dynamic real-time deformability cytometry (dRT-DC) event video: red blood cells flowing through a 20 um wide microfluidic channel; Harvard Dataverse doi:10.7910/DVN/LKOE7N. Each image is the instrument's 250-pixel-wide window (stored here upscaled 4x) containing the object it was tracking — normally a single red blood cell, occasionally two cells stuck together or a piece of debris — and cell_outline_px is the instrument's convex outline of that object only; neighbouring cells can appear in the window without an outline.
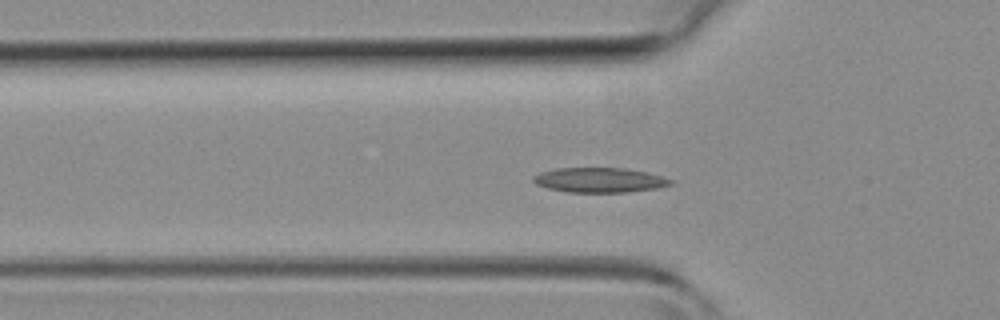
{"species": "common noctule bat (a hibernating species)", "species_latin": "Nyctalus noctula", "temperature_condition": "room temperature", "stored_images_in_passage": 33, "segment_of_instrument_passage": [1, 2], "camera_frame_rate_fps": 3000, "um_per_image_px": 0.085, "animal": {"sex": "female", "body_mass_g": 19.3, "forearm_length_mm": 54.1}, "frame": {"image": 1, "passage_image": 2, "time_ms": 0.333, "image_size_px": [1000, 320], "cell_outline_px": [[676, 180], [672, 184], [656, 188], [628, 192], [568, 192], [548, 188], [536, 184], [532, 180], [532, 176], [540, 172], [556, 168], [624, 168], [648, 172]], "centroid_in_image_um": [50.98, 15.3], "position_along_channel_um": 74.8, "area_um2": 19.94}}
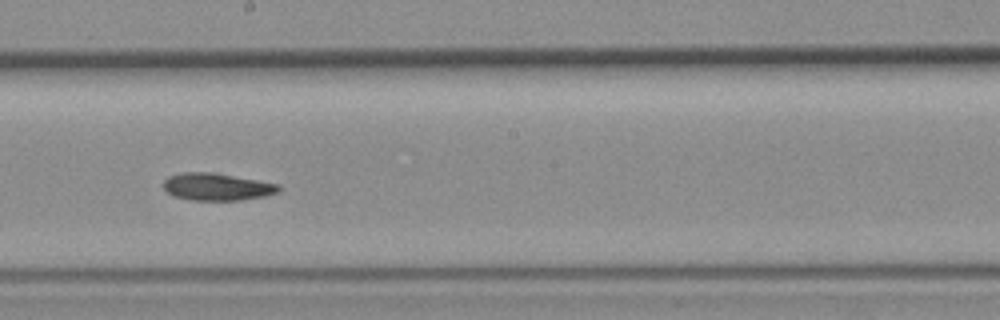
{"frame": {"image": 2, "passage_image": 12, "time_ms": 3.667, "image_size_px": [1000, 320], "cell_outline_px": [[280, 192], [264, 196], [240, 200], [192, 200], [172, 196], [164, 188], [164, 180], [168, 176], [180, 172], [212, 172], [280, 184]], "centroid_in_image_um": [18.43, 15.87], "position_along_channel_um": 229.8, "area_um2": 18.38}}
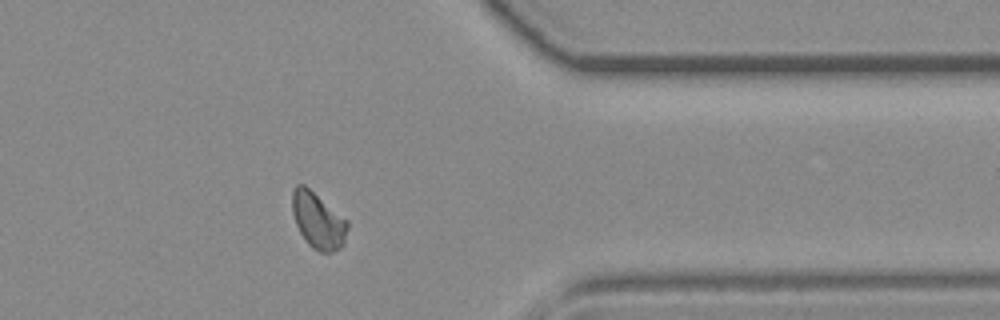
{"frame": {"image": 3, "passage_image": 23, "time_ms": 7.333, "image_size_px": [1000, 320], "cell_outline_px": [[348, 228], [344, 244], [340, 248], [332, 252], [320, 252], [312, 248], [308, 244], [300, 232], [296, 224], [292, 212], [292, 192], [296, 184], [304, 184], [348, 220]], "centroid_in_image_um": [27.04, 18.75], "position_along_channel_um": 384.4, "area_um2": 18.15}}